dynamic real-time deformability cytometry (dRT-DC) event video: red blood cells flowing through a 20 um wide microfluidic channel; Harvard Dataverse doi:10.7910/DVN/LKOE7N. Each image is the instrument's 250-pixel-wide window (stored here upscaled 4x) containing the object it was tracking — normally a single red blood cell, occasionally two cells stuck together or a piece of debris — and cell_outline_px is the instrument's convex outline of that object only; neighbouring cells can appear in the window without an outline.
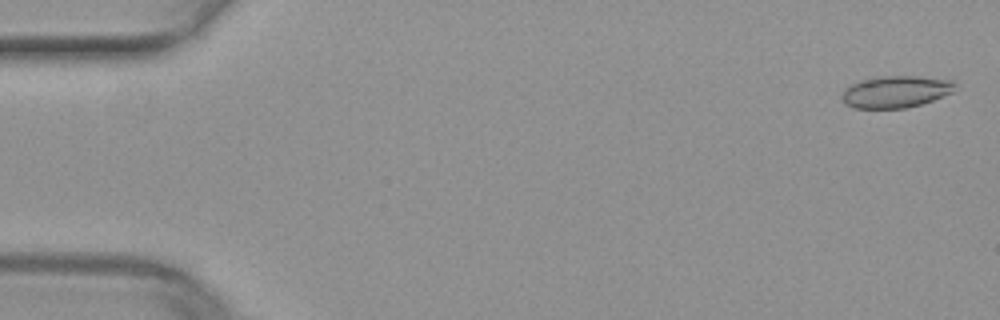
{"species": "common noctule bat (a hibernating species)", "species_latin": "Nyctalus noctula", "temperature_condition": "warm", "stored_images_in_passage": 3, "camera_frame_rate_fps": 3000, "um_per_image_px": 0.085, "animal": {"sex": "female", "body_mass_g": 29.2, "forearm_length_mm": 56.3}, "frame": {"image": 1, "passage_image": 1, "time_ms": 0.0, "image_size_px": [1000, 320], "cell_outline_px": [[956, 84], [952, 92], [932, 100], [920, 104], [904, 108], [856, 108], [848, 104], [840, 96], [844, 88], [848, 84], [860, 80], [880, 76], [916, 76], [952, 80]], "centroid_in_image_um": [76.1, 7.78], "position_along_channel_um": 8.9, "area_um2": 20.92}}